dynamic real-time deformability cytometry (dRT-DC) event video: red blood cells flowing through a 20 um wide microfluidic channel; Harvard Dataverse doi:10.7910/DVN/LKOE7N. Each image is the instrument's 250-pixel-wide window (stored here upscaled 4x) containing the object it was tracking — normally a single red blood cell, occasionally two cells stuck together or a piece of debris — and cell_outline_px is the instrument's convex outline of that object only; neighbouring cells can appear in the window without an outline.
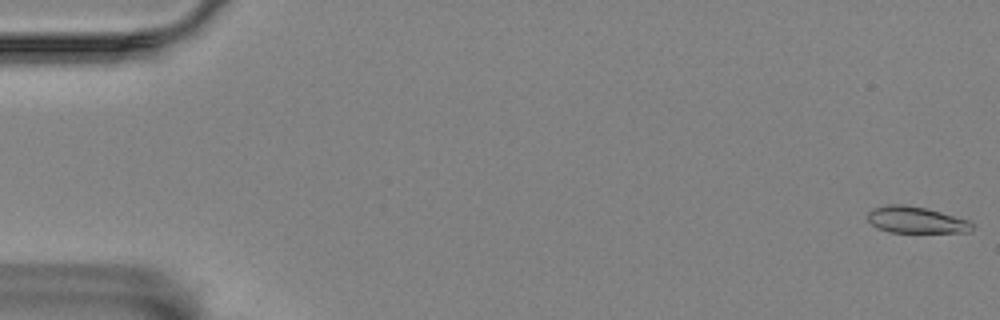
{"species": "Egyptian fruit bat (a non-hibernating species)", "species_latin": "Rousettus aegyptiacus", "temperature_condition": "room temperature", "stored_images_in_passage": 16, "camera_frame_rate_fps": 3000, "um_per_image_px": 0.085, "animal": {"sex": "female"}, "frame": {"image": 1, "passage_image": 1, "time_ms": 0.0, "image_size_px": [1000, 320], "cell_outline_px": [[976, 224], [968, 232], [888, 232], [876, 228], [868, 220], [868, 212], [872, 208], [888, 204], [904, 204], [924, 208], [940, 212], [968, 220]], "centroid_in_image_um": [77.83, 18.69], "position_along_channel_um": 7.2, "area_um2": 16.13}}
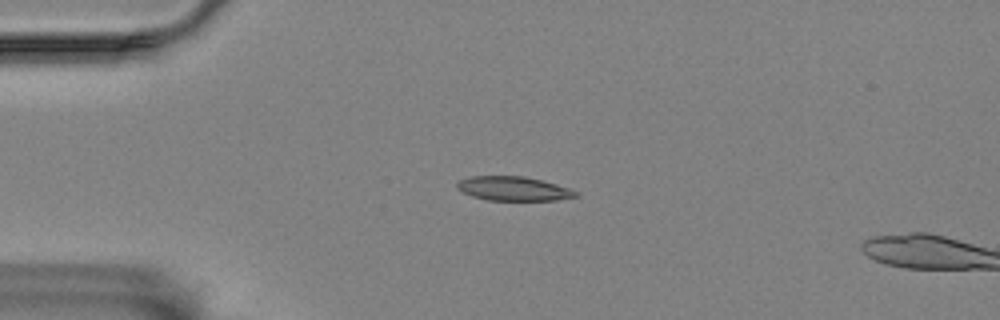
{"frame": {"image": 2, "passage_image": 14, "time_ms": 4.333, "image_size_px": [1000, 320], "cell_outline_px": [[580, 196], [556, 200], [488, 200], [472, 196], [456, 188], [456, 184], [460, 180], [472, 176], [524, 176], [556, 184], [580, 192]], "centroid_in_image_um": [43.67, 16.04], "position_along_channel_um": 41.3, "area_um2": 16.65}}